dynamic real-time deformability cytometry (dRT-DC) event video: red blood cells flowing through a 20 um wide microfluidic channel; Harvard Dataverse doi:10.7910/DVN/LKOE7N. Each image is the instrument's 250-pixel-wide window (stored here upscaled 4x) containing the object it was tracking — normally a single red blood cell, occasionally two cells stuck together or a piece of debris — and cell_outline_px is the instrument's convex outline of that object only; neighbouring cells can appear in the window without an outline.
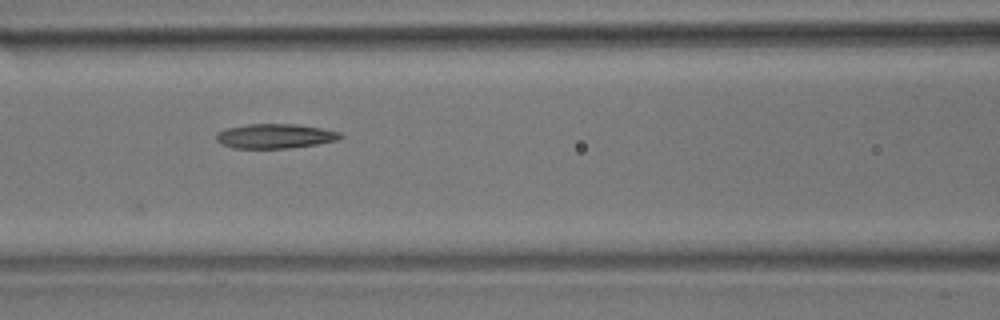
{"species": "common noctule bat (a hibernating species)", "species_latin": "Nyctalus noctula", "temperature_condition": "room temperature", "stored_images_in_passage": 12, "camera_frame_rate_fps": 3000, "um_per_image_px": 0.085, "animal": {"sex": "male", "body_mass_g": 17.9}, "frame": {"image": 1, "passage_image": 8, "time_ms": 2.333, "image_size_px": [1000, 320], "cell_outline_px": [[344, 136], [336, 140], [316, 144], [292, 148], [232, 148], [220, 144], [216, 140], [216, 132], [224, 128], [248, 124], [296, 124], [320, 128], [340, 132]], "centroid_in_image_um": [23.32, 11.57], "position_along_channel_um": 143.3, "area_um2": 17.86}}
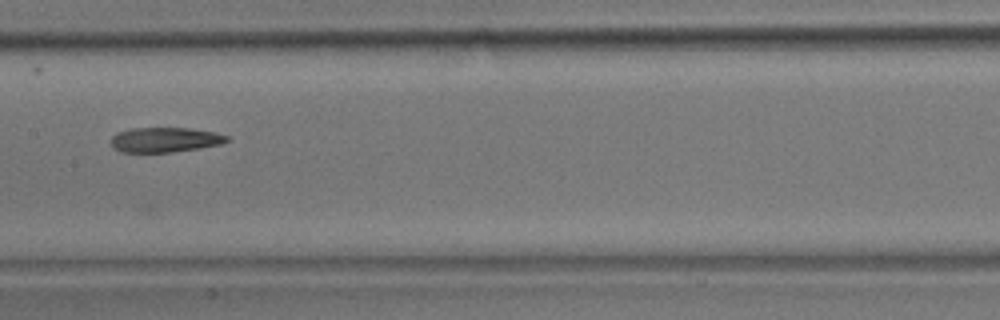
{"frame": {"image": 2, "passage_image": 9, "time_ms": 2.667, "image_size_px": [1000, 320], "cell_outline_px": [[232, 140], [220, 144], [200, 148], [168, 152], [120, 152], [112, 148], [112, 136], [116, 132], [128, 128], [188, 128], [216, 132], [228, 136]], "centroid_in_image_um": [14.02, 11.87], "position_along_channel_um": 193.4, "area_um2": 16.94}}
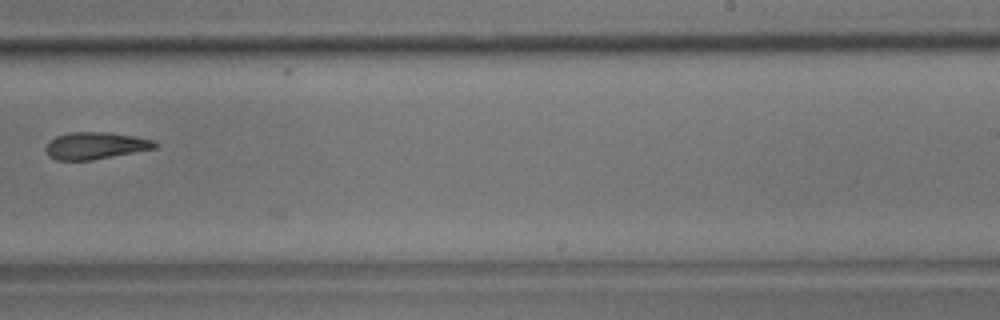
{"frame": {"image": 3, "passage_image": 11, "time_ms": 3.333, "image_size_px": [1000, 320], "cell_outline_px": [[160, 144], [156, 148], [92, 160], [56, 160], [48, 156], [44, 148], [48, 140], [56, 136], [68, 132], [112, 132], [152, 140]], "centroid_in_image_um": [8.06, 12.37], "position_along_channel_um": 280.9, "area_um2": 17.34}}